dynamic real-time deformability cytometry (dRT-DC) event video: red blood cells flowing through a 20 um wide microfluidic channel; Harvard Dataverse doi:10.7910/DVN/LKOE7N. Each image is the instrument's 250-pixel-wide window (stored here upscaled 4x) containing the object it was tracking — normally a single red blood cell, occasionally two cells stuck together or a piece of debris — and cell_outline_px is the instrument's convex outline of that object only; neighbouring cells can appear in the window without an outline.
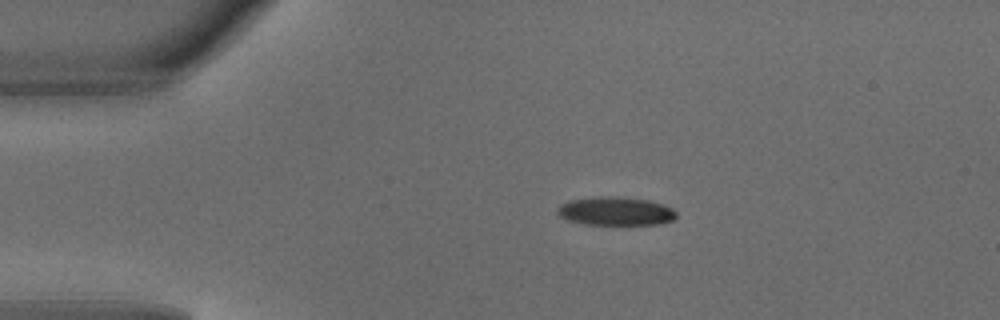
{"species": "common noctule bat (a hibernating species)", "species_latin": "Nyctalus noctula", "temperature_condition": "warm", "stored_images_in_passage": 2, "camera_frame_rate_fps": 3000, "um_per_image_px": 0.085, "animal": {"sex": "male", "body_mass_g": 18.8}, "frame": {"image": 1, "passage_image": 1, "time_ms": 0.0, "image_size_px": [1000, 320], "cell_outline_px": [[676, 216], [672, 220], [660, 224], [584, 224], [568, 220], [560, 216], [556, 212], [556, 208], [560, 204], [568, 200], [600, 196], [620, 196], [648, 200], [664, 204], [672, 208], [676, 212]], "centroid_in_image_um": [52.3, 17.93], "position_along_channel_um": 32.7, "area_um2": 19.88}}